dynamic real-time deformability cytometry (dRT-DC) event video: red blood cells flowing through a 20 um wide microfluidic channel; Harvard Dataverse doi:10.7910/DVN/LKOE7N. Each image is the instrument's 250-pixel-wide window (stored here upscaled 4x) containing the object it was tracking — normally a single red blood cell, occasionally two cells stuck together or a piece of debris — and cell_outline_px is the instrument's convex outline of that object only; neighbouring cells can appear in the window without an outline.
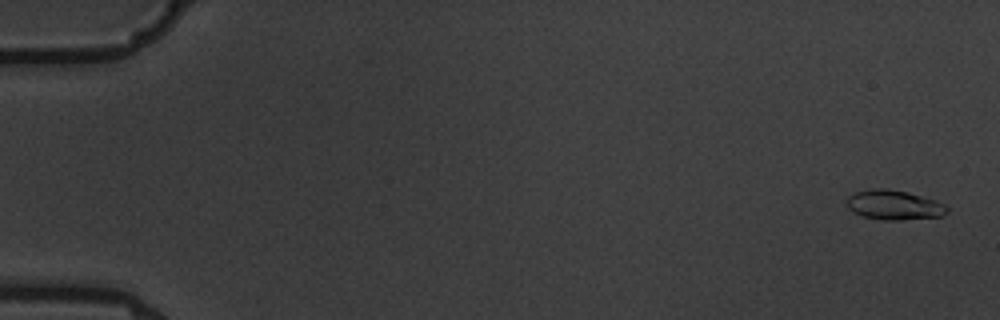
{"species": "common noctule bat (a hibernating species)", "species_latin": "Nyctalus noctula", "temperature_condition": "warm", "stored_images_in_passage": 5, "camera_frame_rate_fps": 3000, "um_per_image_px": 0.085, "animal": {"sex": "male", "body_mass_g": 19.5, "forearm_length_mm": 54.6}, "frame": {"image": 1, "passage_image": 1, "time_ms": 0.0, "image_size_px": [1000, 320], "cell_outline_px": [[948, 212], [940, 216], [900, 220], [884, 220], [864, 216], [852, 212], [844, 204], [844, 200], [852, 192], [872, 188], [888, 188], [908, 192], [936, 200], [944, 204], [948, 208]], "centroid_in_image_um": [75.92, 17.4], "position_along_channel_um": 9.1, "area_um2": 17.63}}
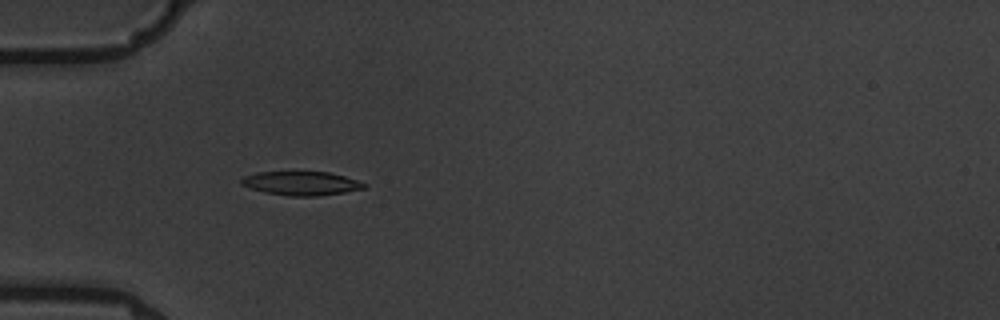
{"frame": {"image": 2, "passage_image": 5, "time_ms": 5.667, "image_size_px": [1000, 320], "cell_outline_px": [[364, 188], [344, 192], [320, 196], [288, 196], [264, 192], [240, 184], [240, 180], [244, 176], [256, 172], [328, 172], [344, 176], [356, 180], [364, 184]], "centroid_in_image_um": [25.55, 15.58], "position_along_channel_um": 59.4, "area_um2": 16.88}}